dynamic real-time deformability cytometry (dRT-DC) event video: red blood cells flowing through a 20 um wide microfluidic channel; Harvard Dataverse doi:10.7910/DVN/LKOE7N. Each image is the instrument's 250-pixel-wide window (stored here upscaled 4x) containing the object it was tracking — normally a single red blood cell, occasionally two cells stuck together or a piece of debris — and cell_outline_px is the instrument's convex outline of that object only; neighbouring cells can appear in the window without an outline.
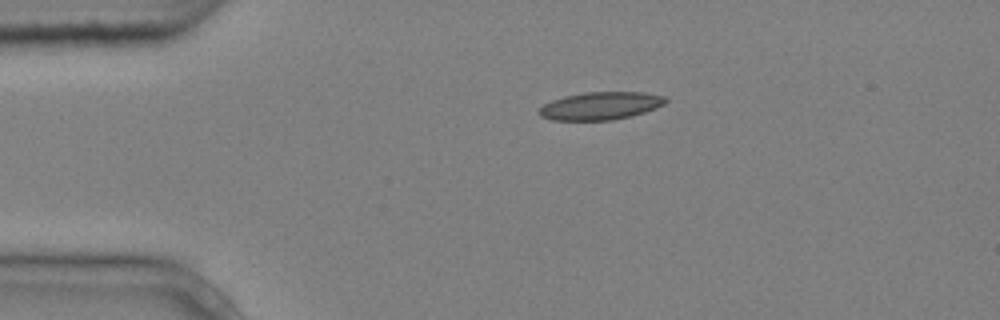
{"species": "common noctule bat (a hibernating species)", "species_latin": "Nyctalus noctula", "temperature_condition": "cold", "stored_images_in_passage": 2, "camera_frame_rate_fps": 3000, "um_per_image_px": 0.085, "animal": {"sex": "male", "body_mass_g": 20.4}, "frame": {"image": 1, "passage_image": 1, "time_ms": 0.0, "image_size_px": [1000, 320], "cell_outline_px": [[668, 100], [664, 104], [644, 112], [632, 116], [612, 120], [552, 120], [540, 116], [540, 108], [544, 104], [552, 100], [564, 96], [584, 92], [644, 92], [664, 96]], "centroid_in_image_um": [51.05, 8.99], "position_along_channel_um": 33.9, "area_um2": 20.4}}